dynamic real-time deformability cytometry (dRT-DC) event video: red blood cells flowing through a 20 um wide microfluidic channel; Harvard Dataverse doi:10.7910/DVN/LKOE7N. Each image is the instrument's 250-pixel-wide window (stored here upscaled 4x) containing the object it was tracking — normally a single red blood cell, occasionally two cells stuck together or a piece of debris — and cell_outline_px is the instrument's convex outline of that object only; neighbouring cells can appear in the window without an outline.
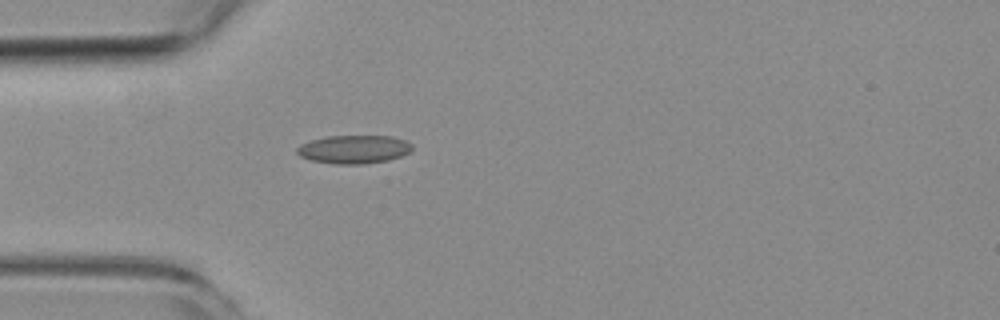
{"species": "common noctule bat (a hibernating species)", "species_latin": "Nyctalus noctula", "temperature_condition": "room temperature", "stored_images_in_passage": 5, "camera_frame_rate_fps": 3000, "um_per_image_px": 0.085, "animal": {"sex": "female", "body_mass_g": 19.3, "forearm_length_mm": 54.1}, "frame": {"image": 1, "passage_image": 5, "time_ms": 4.667, "image_size_px": [1000, 320], "cell_outline_px": [[412, 148], [408, 152], [400, 156], [388, 160], [364, 164], [336, 164], [312, 160], [300, 156], [296, 152], [296, 148], [300, 144], [312, 140], [328, 136], [392, 136], [404, 140], [412, 144]], "centroid_in_image_um": [30.07, 12.69], "position_along_channel_um": 54.9, "area_um2": 18.9}}